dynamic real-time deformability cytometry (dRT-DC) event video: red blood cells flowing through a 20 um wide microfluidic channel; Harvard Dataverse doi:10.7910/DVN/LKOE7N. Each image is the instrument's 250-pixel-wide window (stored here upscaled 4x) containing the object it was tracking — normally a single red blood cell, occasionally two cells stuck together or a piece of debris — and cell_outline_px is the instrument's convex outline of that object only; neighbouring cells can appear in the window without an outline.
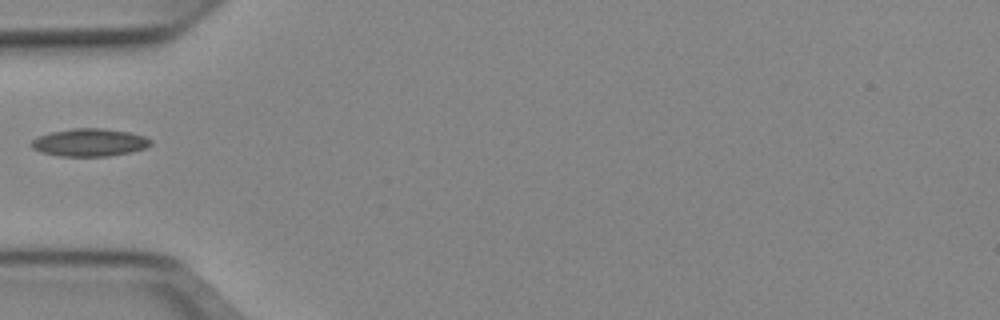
{"species": "Egyptian fruit bat (a non-hibernating species)", "species_latin": "Rousettus aegyptiacus", "temperature_condition": "cold", "stored_images_in_passage": 9, "camera_frame_rate_fps": 3000, "um_per_image_px": 0.085, "animal": {"sex": "female"}, "frame": {"image": 1, "passage_image": 1, "time_ms": 0.0, "image_size_px": [1000, 320], "cell_outline_px": [[152, 144], [144, 148], [132, 152], [108, 156], [60, 156], [40, 152], [32, 148], [28, 144], [32, 140], [40, 136], [52, 132], [72, 128], [104, 128], [128, 132], [144, 136], [152, 140]], "centroid_in_image_um": [7.6, 12.11], "position_along_channel_um": 77.4, "area_um2": 19.31}}
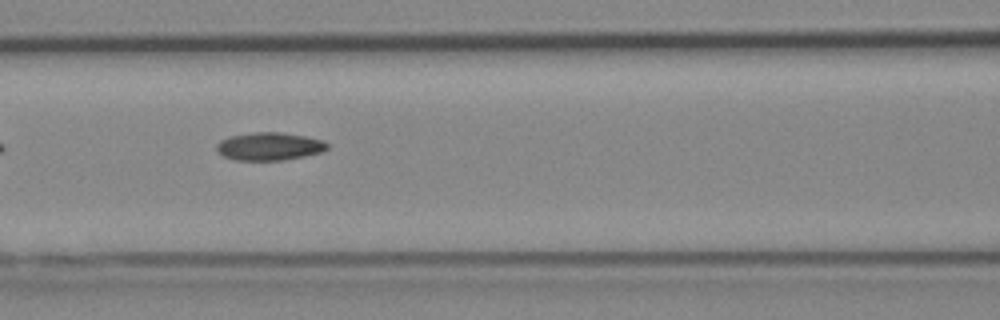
{"frame": {"image": 2, "passage_image": 6, "time_ms": 1.667, "image_size_px": [1000, 320], "cell_outline_px": [[328, 148], [320, 152], [304, 156], [284, 160], [236, 160], [224, 156], [216, 148], [216, 144], [220, 140], [228, 136], [256, 132], [280, 132], [304, 136], [324, 140], [328, 144]], "centroid_in_image_um": [22.89, 12.43], "position_along_channel_um": 143.7, "area_um2": 17.92}}